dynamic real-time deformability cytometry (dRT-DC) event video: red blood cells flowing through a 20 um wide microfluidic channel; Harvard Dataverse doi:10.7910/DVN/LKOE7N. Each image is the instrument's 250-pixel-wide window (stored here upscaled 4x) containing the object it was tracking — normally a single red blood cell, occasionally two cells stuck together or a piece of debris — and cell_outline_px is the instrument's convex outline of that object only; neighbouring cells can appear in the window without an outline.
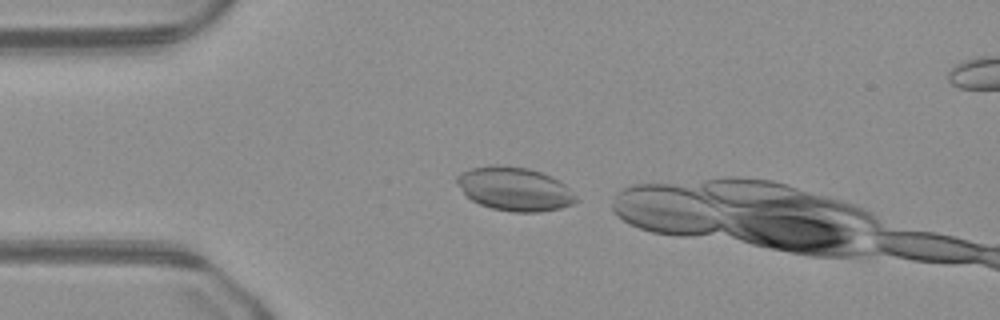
{"species": "common noctule bat (a hibernating species)", "species_latin": "Nyctalus noctula", "temperature_condition": "warm", "stored_images_in_passage": 7, "camera_frame_rate_fps": 3000, "um_per_image_px": 0.085, "animal": {"sex": "male", "body_mass_g": 23.1, "forearm_length_mm": 52.7}, "frame": {"image": 1, "passage_image": 2, "time_ms": 0.333, "image_size_px": [1000, 320], "cell_outline_px": [[580, 200], [572, 204], [560, 208], [540, 212], [512, 212], [492, 208], [480, 204], [472, 200], [464, 192], [456, 180], [456, 176], [460, 172], [472, 168], [488, 164], [500, 164], [528, 168], [552, 176], [564, 184]], "centroid_in_image_um": [43.75, 16.05], "position_along_channel_um": 41.3, "area_um2": 30.35}}
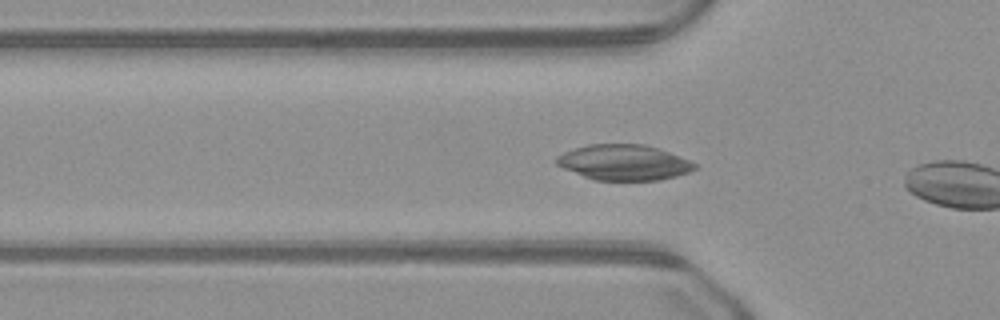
{"frame": {"image": 2, "passage_image": 6, "time_ms": 1.667, "image_size_px": [1000, 320], "cell_outline_px": [[700, 164], [696, 168], [688, 172], [676, 176], [660, 180], [592, 180], [564, 168], [556, 164], [556, 156], [564, 152], [588, 144], [644, 144], [668, 152]], "centroid_in_image_um": [53.04, 13.81], "position_along_channel_um": 72.8, "area_um2": 28.5}}